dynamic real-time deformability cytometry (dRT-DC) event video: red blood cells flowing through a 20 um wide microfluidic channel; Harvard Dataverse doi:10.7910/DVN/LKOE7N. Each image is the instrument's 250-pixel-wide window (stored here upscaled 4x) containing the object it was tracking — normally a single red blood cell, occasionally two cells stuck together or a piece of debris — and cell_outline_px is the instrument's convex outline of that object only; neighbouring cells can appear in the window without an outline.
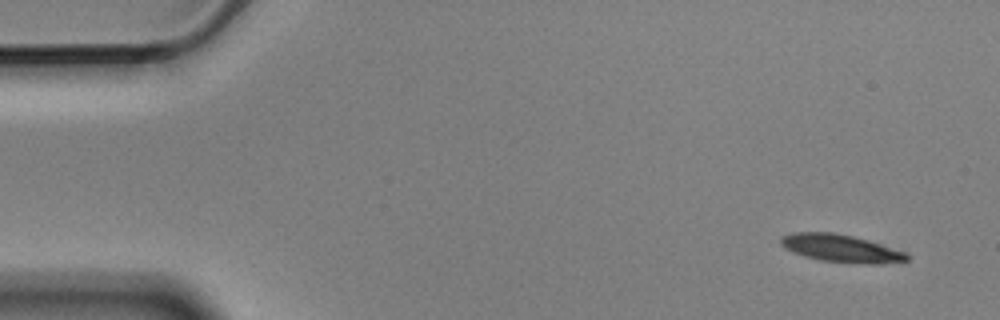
{"species": "Egyptian fruit bat (a non-hibernating species)", "species_latin": "Rousettus aegyptiacus", "temperature_condition": "cold", "stored_images_in_passage": 5, "camera_frame_rate_fps": 3000, "um_per_image_px": 0.085, "animal": {"sex": "male"}, "frame": {"image": 1, "passage_image": 1, "time_ms": 0.0, "image_size_px": [1000, 320], "cell_outline_px": [[908, 260], [872, 264], [848, 264], [820, 260], [804, 256], [792, 252], [784, 248], [780, 244], [780, 236], [792, 232], [832, 232], [852, 236], [868, 240], [904, 252], [908, 256]], "centroid_in_image_um": [71.39, 21.11], "position_along_channel_um": 13.6, "area_um2": 20.35}}
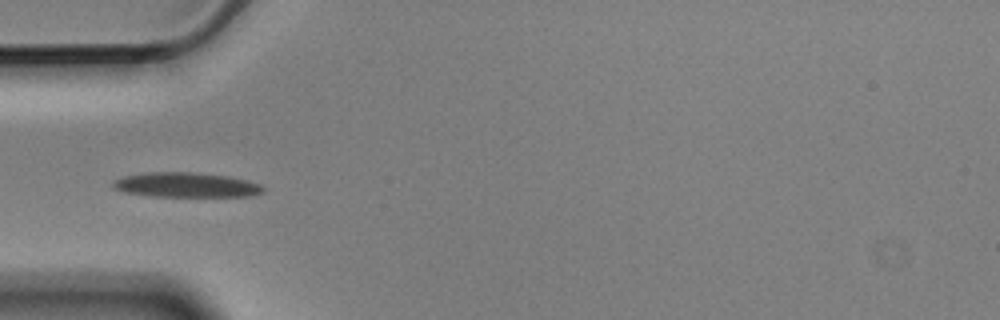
{"frame": {"image": 2, "passage_image": 5, "time_ms": 1.333, "image_size_px": [1000, 320], "cell_outline_px": [[264, 192], [252, 196], [152, 196], [124, 192], [112, 188], [112, 180], [124, 176], [144, 172], [196, 172], [228, 176], [248, 180], [260, 184], [264, 188]], "centroid_in_image_um": [15.8, 15.71], "position_along_channel_um": 69.2, "area_um2": 21.85}}